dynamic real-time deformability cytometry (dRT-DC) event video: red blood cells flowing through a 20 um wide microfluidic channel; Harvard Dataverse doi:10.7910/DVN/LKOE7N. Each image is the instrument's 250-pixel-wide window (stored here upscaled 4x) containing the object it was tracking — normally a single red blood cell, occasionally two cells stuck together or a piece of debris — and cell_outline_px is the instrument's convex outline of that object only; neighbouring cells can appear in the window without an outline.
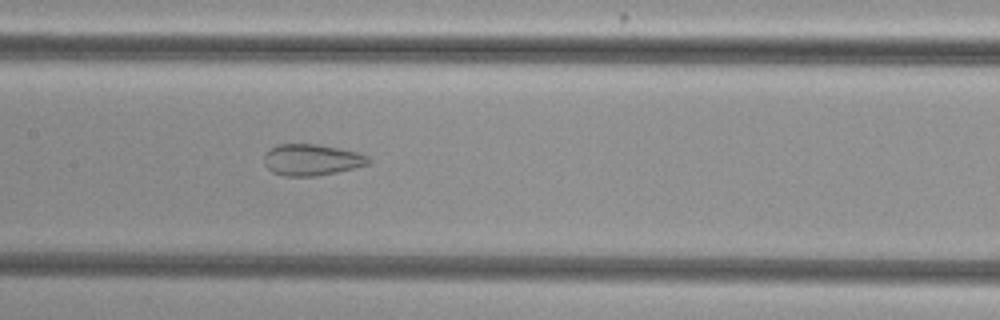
{"species": "common noctule bat (a hibernating species)", "species_latin": "Nyctalus noctula", "temperature_condition": "cold", "stored_images_in_passage": 46, "segment_of_instrument_passage": [1, 2], "camera_frame_rate_fps": 3000, "um_per_image_px": 0.085, "animal": {"sex": "female", "body_mass_g": 29.2, "forearm_length_mm": 56.3}, "frame": {"image": 1, "passage_image": 28, "time_ms": 9.0, "image_size_px": [1000, 320], "cell_outline_px": [[372, 164], [336, 172], [316, 176], [284, 176], [272, 172], [264, 164], [264, 156], [268, 148], [280, 144], [316, 144], [356, 152], [368, 156], [372, 160]], "centroid_in_image_um": [26.49, 13.59], "position_along_channel_um": 180.9, "area_um2": 19.13}}
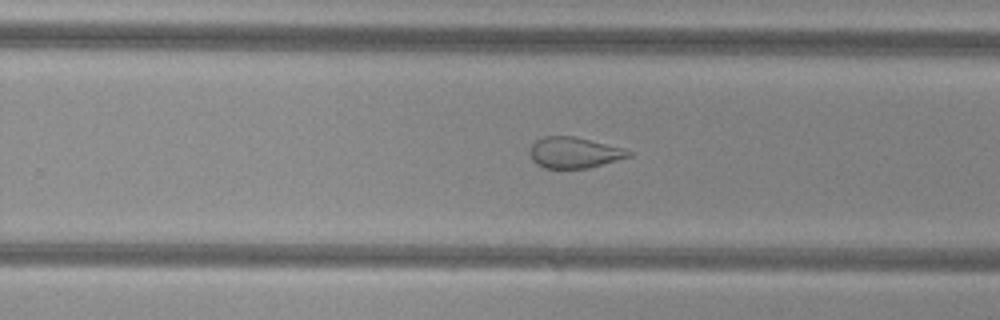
{"frame": {"image": 2, "passage_image": 36, "time_ms": 11.667, "image_size_px": [1000, 320], "cell_outline_px": [[636, 152], [632, 156], [588, 168], [544, 168], [536, 164], [532, 160], [528, 152], [532, 144], [536, 140], [544, 136], [572, 136], [624, 148]], "centroid_in_image_um": [48.81, 12.97], "position_along_channel_um": 281.0, "area_um2": 17.92}}
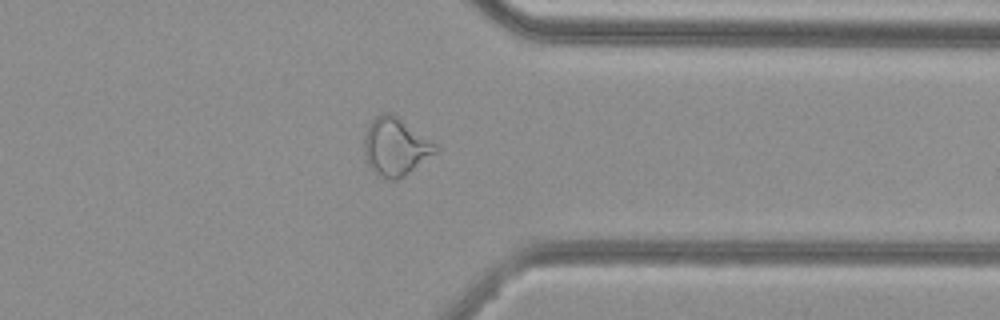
{"frame": {"image": 3, "passage_image": 44, "time_ms": 14.333, "image_size_px": [1000, 320], "cell_outline_px": [[440, 148], [436, 152], [404, 176], [396, 180], [388, 180], [376, 172], [368, 164], [364, 156], [364, 136], [372, 120], [380, 112], [392, 112], [436, 144]], "centroid_in_image_um": [33.6, 12.45], "position_along_channel_um": 377.8, "area_um2": 23.81}}